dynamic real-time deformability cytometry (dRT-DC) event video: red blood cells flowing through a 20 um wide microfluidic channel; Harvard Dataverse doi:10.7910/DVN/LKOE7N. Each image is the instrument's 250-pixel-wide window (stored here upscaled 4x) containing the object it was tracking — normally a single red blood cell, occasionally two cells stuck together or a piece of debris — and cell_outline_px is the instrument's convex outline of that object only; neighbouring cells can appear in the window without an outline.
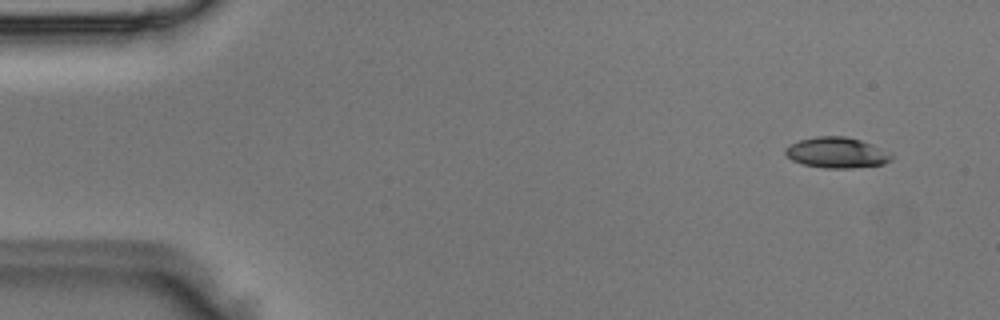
{"species": "Egyptian fruit bat (a non-hibernating species)", "species_latin": "Rousettus aegyptiacus", "temperature_condition": "room temperature", "stored_images_in_passage": 3, "camera_frame_rate_fps": 3000, "um_per_image_px": 0.085, "animal": {"sex": "male"}, "frame": {"image": 1, "passage_image": 1, "time_ms": 0.0, "image_size_px": [1000, 320], "cell_outline_px": [[892, 160], [884, 164], [848, 168], [824, 168], [804, 164], [792, 160], [784, 152], [784, 148], [800, 140], [816, 136], [844, 136], [860, 140], [872, 144], [892, 152]], "centroid_in_image_um": [71.15, 12.97], "position_along_channel_um": 13.8, "area_um2": 18.96}}
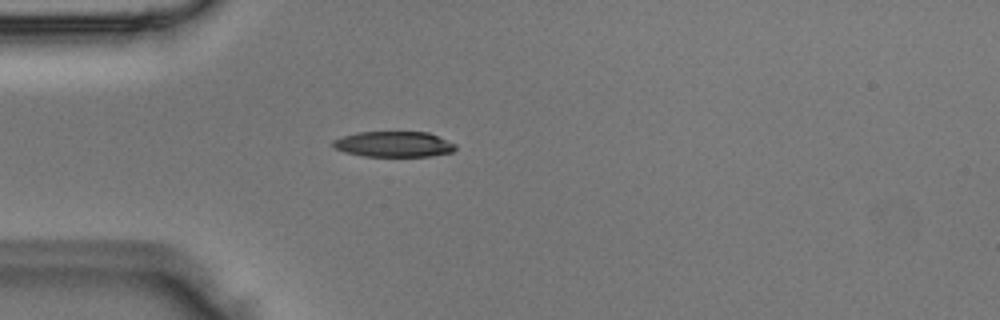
{"frame": {"image": 2, "passage_image": 3, "time_ms": 0.667, "image_size_px": [1000, 320], "cell_outline_px": [[456, 148], [452, 152], [432, 156], [364, 156], [344, 152], [336, 148], [332, 144], [332, 140], [356, 132], [428, 132], [456, 144]], "centroid_in_image_um": [33.48, 12.26], "position_along_channel_um": 51.5, "area_um2": 18.21}}